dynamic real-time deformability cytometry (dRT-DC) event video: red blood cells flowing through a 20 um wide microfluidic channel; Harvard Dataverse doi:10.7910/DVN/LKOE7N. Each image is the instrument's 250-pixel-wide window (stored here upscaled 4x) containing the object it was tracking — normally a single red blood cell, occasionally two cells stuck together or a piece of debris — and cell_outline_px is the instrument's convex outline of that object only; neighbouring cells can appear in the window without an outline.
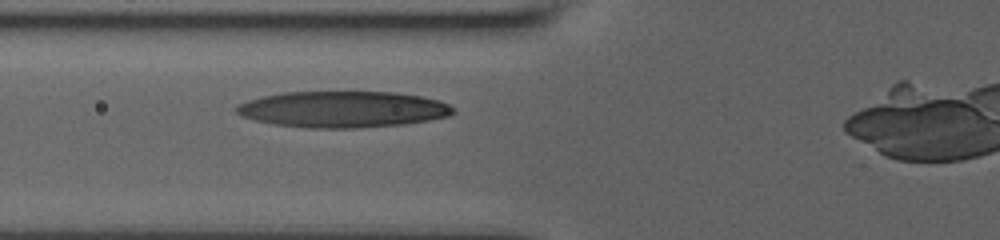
{"species": "human", "species_latin": "Homo sapiens", "temperature_condition": "room temperature", "stored_images_in_passage": 6, "camera_frame_rate_fps": 3000, "um_per_image_px": 0.085, "donor": {"sex": "male"}, "frame": {"image": 1, "passage_image": 6, "time_ms": 4.0, "image_size_px": [1000, 240], "cell_outline_px": [[456, 112], [452, 116], [404, 124], [356, 128], [308, 128], [276, 124], [256, 120], [244, 116], [236, 112], [236, 104], [248, 100], [264, 96], [284, 92], [396, 92], [420, 96], [440, 100], [456, 108]], "centroid_in_image_um": [29.21, 9.29], "position_along_channel_um": 96.6, "area_um2": 45.89}}